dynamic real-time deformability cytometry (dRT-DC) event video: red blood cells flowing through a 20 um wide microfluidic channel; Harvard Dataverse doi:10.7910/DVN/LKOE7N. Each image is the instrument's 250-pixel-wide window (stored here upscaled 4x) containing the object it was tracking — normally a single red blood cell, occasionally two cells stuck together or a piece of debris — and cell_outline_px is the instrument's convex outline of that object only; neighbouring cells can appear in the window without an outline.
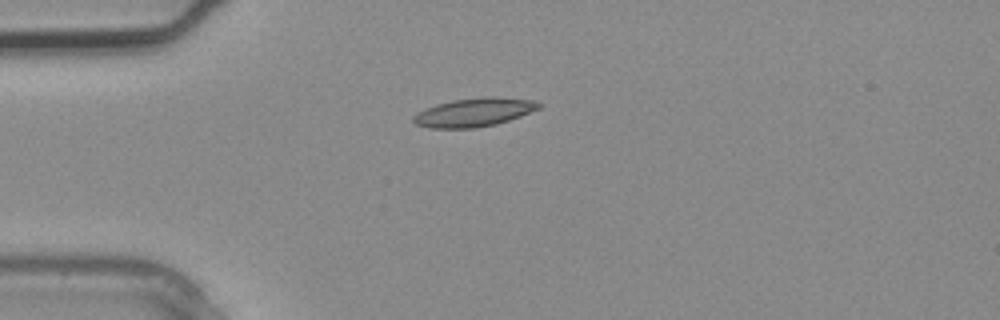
{"species": "common noctule bat (a hibernating species)", "species_latin": "Nyctalus noctula", "temperature_condition": "warm", "stored_images_in_passage": 2, "camera_frame_rate_fps": 3000, "um_per_image_px": 0.085, "animal": {"sex": "male", "body_mass_g": 20.4}, "frame": {"image": 1, "passage_image": 2, "time_ms": 0.333, "image_size_px": [1000, 320], "cell_outline_px": [[540, 108], [520, 116], [496, 124], [476, 128], [428, 128], [416, 124], [412, 120], [412, 116], [416, 112], [436, 104], [452, 100], [488, 96], [492, 96], [536, 100], [540, 104]], "centroid_in_image_um": [40.27, 9.54], "position_along_channel_um": 44.7, "area_um2": 20.98}}